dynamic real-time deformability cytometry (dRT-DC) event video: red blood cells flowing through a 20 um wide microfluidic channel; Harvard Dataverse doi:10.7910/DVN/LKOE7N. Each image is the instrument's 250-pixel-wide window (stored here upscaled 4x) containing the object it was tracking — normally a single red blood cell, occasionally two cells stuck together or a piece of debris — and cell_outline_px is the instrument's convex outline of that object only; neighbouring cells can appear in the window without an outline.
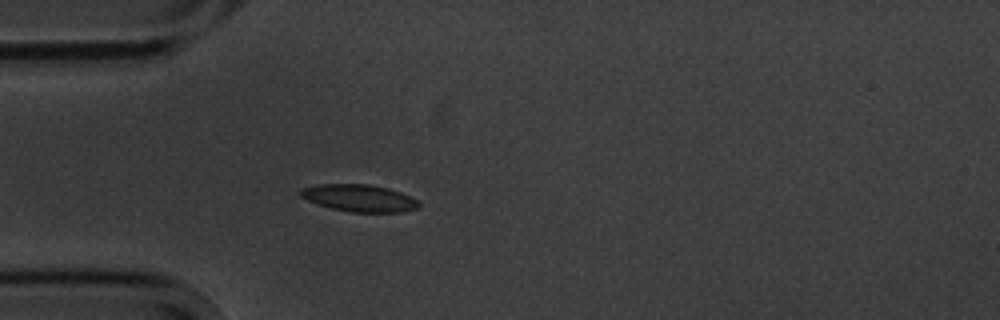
{"species": "common noctule bat (a hibernating species)", "species_latin": "Nyctalus noctula", "temperature_condition": "cold", "stored_images_in_passage": 4, "camera_frame_rate_fps": 3000, "um_per_image_px": 0.085, "animal": {"sex": "male", "body_mass_g": 20.1, "forearm_length_mm": 53.5}, "frame": {"image": 1, "passage_image": 4, "time_ms": 3.333, "image_size_px": [1000, 320], "cell_outline_px": [[420, 208], [404, 212], [348, 212], [332, 208], [308, 200], [300, 196], [300, 188], [320, 184], [368, 184], [388, 188], [400, 192], [416, 200], [420, 204]], "centroid_in_image_um": [30.55, 16.84], "position_along_channel_um": 54.4, "area_um2": 18.61}}